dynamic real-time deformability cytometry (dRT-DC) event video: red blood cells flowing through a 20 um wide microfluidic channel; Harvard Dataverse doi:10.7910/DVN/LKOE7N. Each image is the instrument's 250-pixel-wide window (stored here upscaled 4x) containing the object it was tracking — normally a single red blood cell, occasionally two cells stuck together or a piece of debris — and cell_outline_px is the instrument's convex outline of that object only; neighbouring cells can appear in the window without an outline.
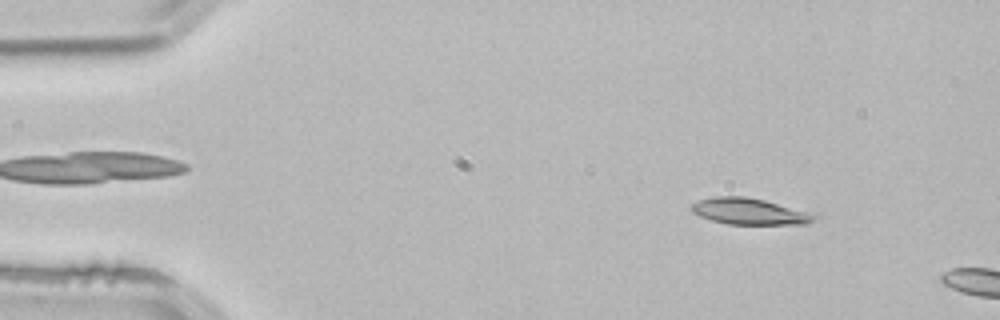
{"species": "common noctule bat (a hibernating species)", "species_latin": "Nyctalus noctula", "temperature_condition": "room temperature", "stored_images_in_passage": 2, "camera_frame_rate_fps": 3000, "um_per_image_px": 0.085, "animal": {"sex": "male", "body_mass_g": 21.5, "forearm_length_mm": 52.0}, "frame": {"image": 1, "passage_image": 1, "time_ms": 0.0, "image_size_px": [1000, 320], "cell_outline_px": [[820, 216], [816, 220], [808, 224], [728, 224], [712, 220], [700, 216], [692, 212], [688, 208], [692, 204], [700, 200], [716, 196], [744, 196], [764, 200], [820, 212]], "centroid_in_image_um": [63.86, 17.97], "position_along_channel_um": 21.1, "area_um2": 19.48}}